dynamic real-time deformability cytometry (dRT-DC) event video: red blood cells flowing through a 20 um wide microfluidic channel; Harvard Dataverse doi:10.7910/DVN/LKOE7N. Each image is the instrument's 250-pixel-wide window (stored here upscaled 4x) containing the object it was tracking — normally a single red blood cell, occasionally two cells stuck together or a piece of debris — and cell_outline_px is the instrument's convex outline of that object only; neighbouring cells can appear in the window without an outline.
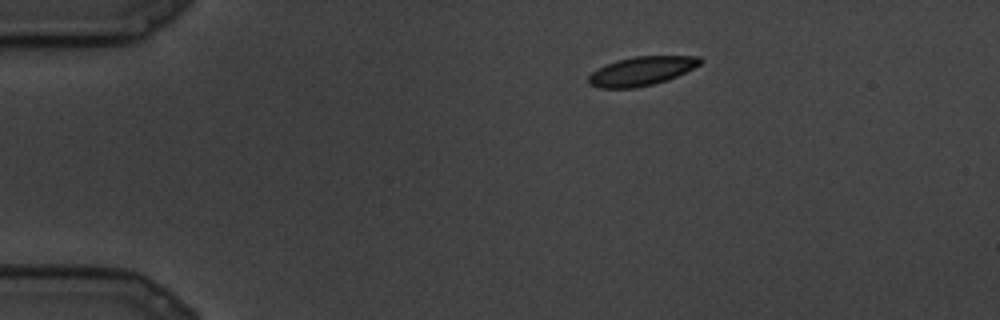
{"species": "common noctule bat (a hibernating species)", "species_latin": "Nyctalus noctula", "temperature_condition": "cold", "stored_images_in_passage": 4, "camera_frame_rate_fps": 3000, "um_per_image_px": 0.085, "animal": {"sex": "male", "body_mass_g": 19.5, "forearm_length_mm": 54.6}, "frame": {"image": 1, "passage_image": 1, "time_ms": 0.0, "image_size_px": [1000, 320], "cell_outline_px": [[704, 60], [700, 64], [668, 80], [636, 88], [600, 88], [588, 84], [588, 76], [592, 72], [616, 60], [636, 56], [700, 56]], "centroid_in_image_um": [54.53, 6.04], "position_along_channel_um": 30.5, "area_um2": 18.67}}